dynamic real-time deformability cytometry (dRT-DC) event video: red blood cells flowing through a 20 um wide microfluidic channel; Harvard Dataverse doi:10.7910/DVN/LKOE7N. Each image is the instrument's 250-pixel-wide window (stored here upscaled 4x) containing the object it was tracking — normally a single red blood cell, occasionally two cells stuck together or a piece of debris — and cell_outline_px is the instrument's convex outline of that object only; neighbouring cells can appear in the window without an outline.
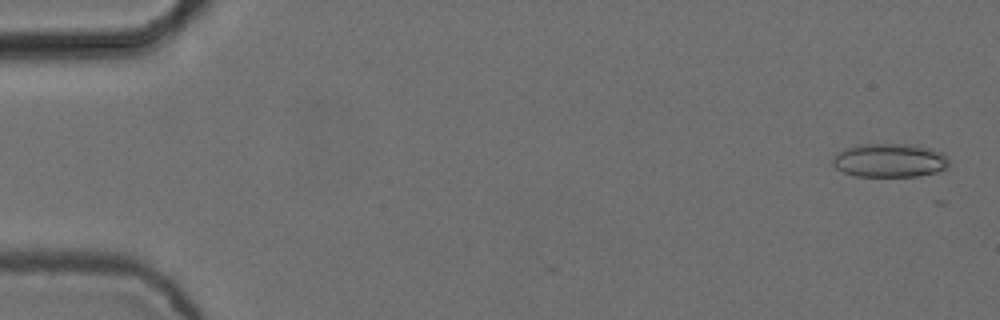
{"species": "common noctule bat (a hibernating species)", "species_latin": "Nyctalus noctula", "temperature_condition": "cold", "stored_images_in_passage": 4, "camera_frame_rate_fps": 3000, "um_per_image_px": 0.085, "animal": {"sex": "female", "body_mass_g": 24.6, "forearm_length_mm": 56.2}, "frame": {"image": 1, "passage_image": 1, "time_ms": 0.0, "image_size_px": [1000, 320], "cell_outline_px": [[948, 168], [936, 172], [916, 176], [856, 176], [844, 172], [836, 168], [832, 164], [832, 160], [840, 152], [856, 144], [912, 144], [932, 148], [944, 152], [948, 156]], "centroid_in_image_um": [75.68, 13.62], "position_along_channel_um": 9.3, "area_um2": 22.95}}